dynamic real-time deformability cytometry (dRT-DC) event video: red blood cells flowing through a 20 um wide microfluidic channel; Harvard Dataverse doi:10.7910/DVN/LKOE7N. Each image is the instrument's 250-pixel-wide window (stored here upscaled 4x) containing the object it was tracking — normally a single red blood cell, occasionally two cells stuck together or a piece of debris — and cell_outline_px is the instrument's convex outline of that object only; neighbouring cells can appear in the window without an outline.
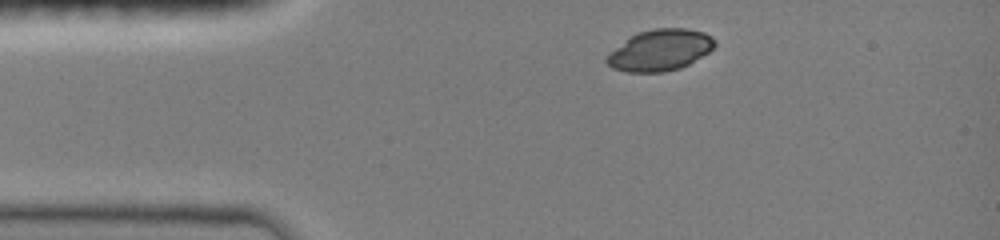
{"species": "common noctule bat (a hibernating species)", "species_latin": "Nyctalus noctula", "temperature_condition": "room temperature", "stored_images_in_passage": 35, "camera_frame_rate_fps": 3000, "um_per_image_px": 0.085, "animal": {"sex": "female", "body_mass_g": 19.0, "forearm_length_mm": 51.5}, "frame": {"image": 1, "passage_image": 1, "time_ms": 0.0, "image_size_px": [1000, 240], "cell_outline_px": [[716, 44], [708, 52], [688, 64], [680, 68], [664, 72], [628, 72], [612, 68], [604, 60], [608, 52], [636, 32], [652, 28], [688, 28], [704, 32], [712, 36], [716, 40]], "centroid_in_image_um": [56.08, 4.25], "position_along_channel_um": 28.9, "area_um2": 26.18}}
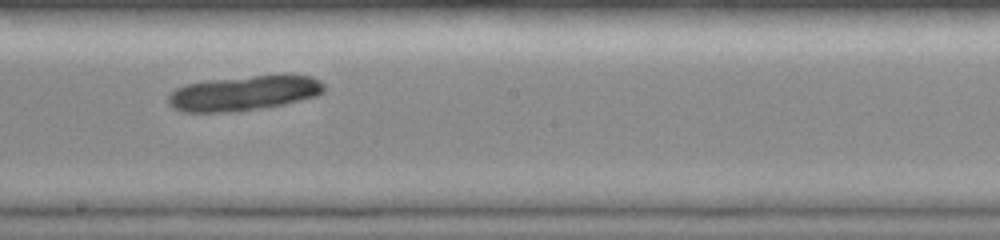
{"frame": {"image": 2, "passage_image": 19, "time_ms": 6.0, "image_size_px": [1000, 240], "cell_outline_px": [[324, 92], [316, 96], [284, 104], [240, 112], [184, 112], [172, 108], [168, 104], [168, 96], [176, 88], [184, 84], [208, 80], [284, 72], [312, 76], [320, 80], [324, 84]], "centroid_in_image_um": [20.78, 7.89], "position_along_channel_um": 227.4, "area_um2": 32.71}}
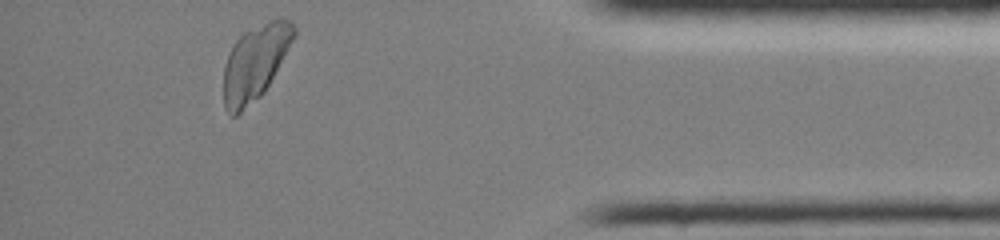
{"frame": {"image": 3, "passage_image": 35, "time_ms": 11.333, "image_size_px": [1000, 240], "cell_outline_px": [[296, 36], [264, 92], [260, 96], [236, 116], [232, 116], [224, 108], [224, 68], [228, 56], [236, 40], [244, 32], [276, 16], [284, 16], [292, 20], [296, 28]], "centroid_in_image_um": [21.73, 5.26], "position_along_channel_um": 413.5, "area_um2": 30.87}}